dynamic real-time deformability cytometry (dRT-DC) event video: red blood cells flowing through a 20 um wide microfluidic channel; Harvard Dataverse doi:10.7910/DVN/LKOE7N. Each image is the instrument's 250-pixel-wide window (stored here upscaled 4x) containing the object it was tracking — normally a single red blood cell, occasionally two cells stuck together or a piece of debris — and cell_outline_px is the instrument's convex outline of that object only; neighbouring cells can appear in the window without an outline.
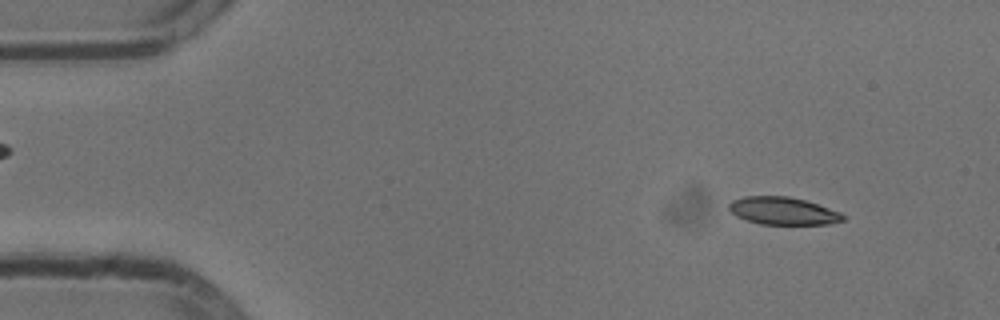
{"species": "common noctule bat (a hibernating species)", "species_latin": "Nyctalus noctula", "temperature_condition": "cold", "stored_images_in_passage": 53, "camera_frame_rate_fps": 3000, "um_per_image_px": 0.085, "animal": {"sex": "male", "body_mass_g": 13.3}, "frame": {"image": 1, "passage_image": 5, "time_ms": 1.333, "image_size_px": [1000, 320], "cell_outline_px": [[844, 220], [828, 224], [760, 224], [736, 216], [728, 208], [728, 204], [732, 200], [744, 196], [788, 196], [804, 200], [840, 212], [844, 216]], "centroid_in_image_um": [66.52, 17.92], "position_along_channel_um": 18.5, "area_um2": 18.15}}
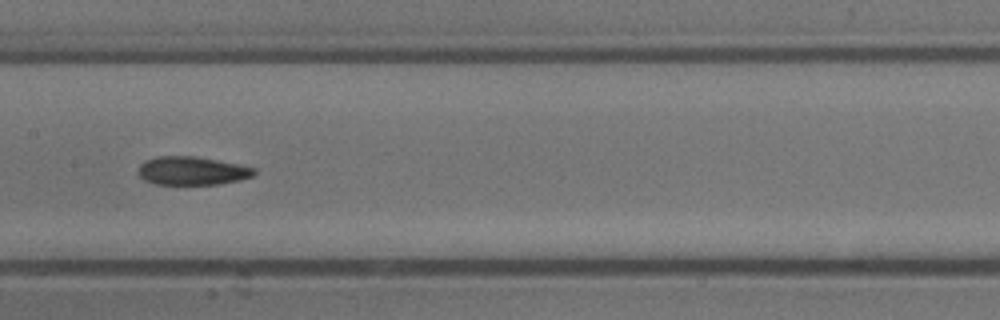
{"frame": {"image": 2, "passage_image": 26, "time_ms": 8.333, "image_size_px": [1000, 320], "cell_outline_px": [[256, 172], [252, 176], [240, 180], [220, 184], [156, 184], [144, 180], [136, 172], [140, 164], [144, 160], [156, 156], [196, 156], [256, 168]], "centroid_in_image_um": [16.28, 14.51], "position_along_channel_um": 191.1, "area_um2": 19.25}}
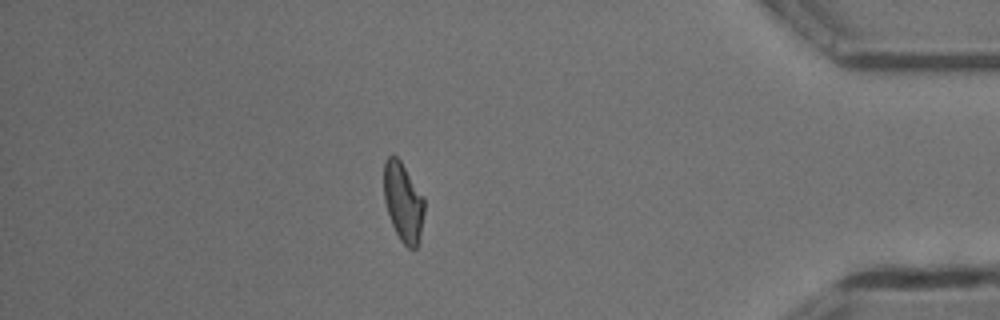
{"frame": {"image": 3, "passage_image": 46, "time_ms": 15.0, "image_size_px": [1000, 320], "cell_outline_px": [[424, 212], [420, 240], [416, 248], [408, 248], [400, 240], [392, 224], [384, 200], [384, 160], [388, 156], [396, 156], [400, 160], [424, 196]], "centroid_in_image_um": [34.28, 17.18], "position_along_channel_um": 400.9, "area_um2": 18.67}, "authors_computed_cell_mechanics": {"area_um2": 19.1318, "velocity_mm_per_s": 3.806, "shape_relaxation_time_tau1_ms": 5.3126, "shape_relaxation_time_tau2_ms": 2.3393, "deformation_change_tau1": 0.1803, "deformation_change_tau2": 0.0858}}